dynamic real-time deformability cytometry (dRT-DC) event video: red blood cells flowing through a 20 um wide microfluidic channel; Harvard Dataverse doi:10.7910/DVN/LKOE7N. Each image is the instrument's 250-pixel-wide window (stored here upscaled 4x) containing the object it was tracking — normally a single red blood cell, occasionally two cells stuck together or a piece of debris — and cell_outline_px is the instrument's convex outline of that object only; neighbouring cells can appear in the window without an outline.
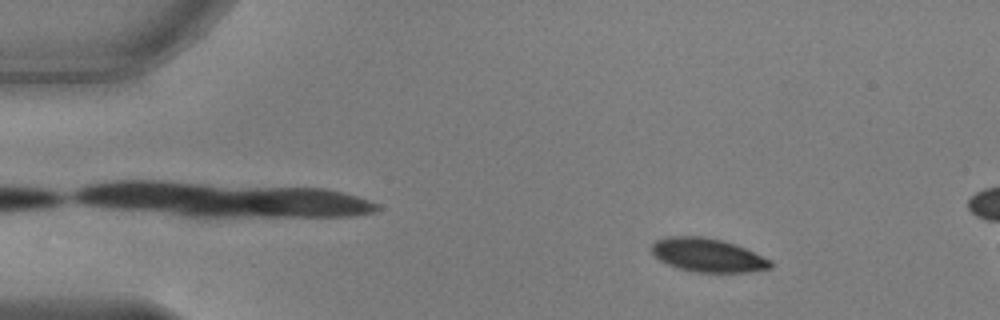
{"species": "common noctule bat (a hibernating species)", "species_latin": "Nyctalus noctula", "temperature_condition": "warm", "stored_images_in_passage": 50, "camera_frame_rate_fps": 3000, "um_per_image_px": 0.085, "animal": {"sex": "male", "body_mass_g": 17.9, "forearm_length_mm": 54.2}, "frame": {"image": 1, "passage_image": 4, "time_ms": 1.0, "image_size_px": [1000, 320], "cell_outline_px": [[772, 268], [748, 272], [696, 272], [676, 268], [660, 260], [652, 252], [652, 244], [656, 240], [668, 236], [700, 236], [720, 240], [744, 248], [772, 260]], "centroid_in_image_um": [60.15, 21.69], "position_along_channel_um": 24.9, "area_um2": 23.06}}
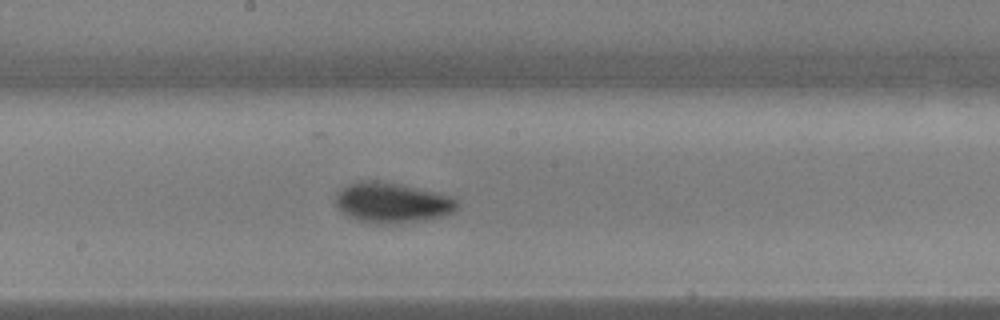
{"frame": {"image": 2, "passage_image": 25, "time_ms": 8.0, "image_size_px": [1000, 320], "cell_outline_px": [[460, 208], [456, 212], [444, 216], [396, 224], [380, 224], [356, 220], [348, 216], [336, 204], [336, 196], [348, 184], [368, 180], [376, 180], [400, 184], [436, 192], [452, 196], [460, 204]], "centroid_in_image_um": [33.41, 17.24], "position_along_channel_um": 214.8, "area_um2": 28.5}}
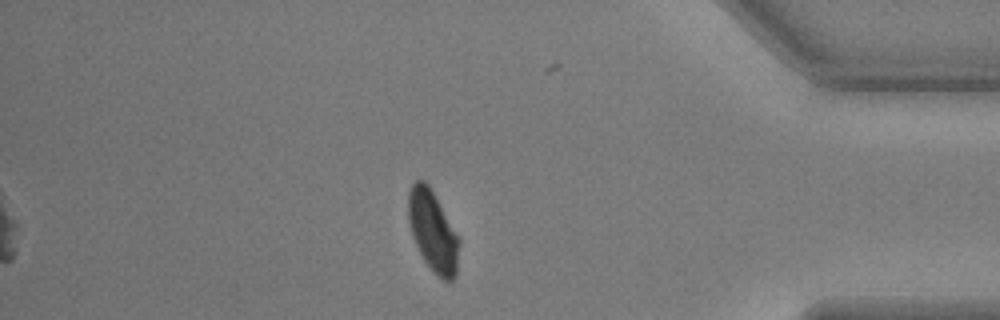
{"frame": {"image": 3, "passage_image": 42, "time_ms": 13.667, "image_size_px": [1000, 320], "cell_outline_px": [[460, 240], [456, 276], [452, 280], [444, 280], [436, 276], [432, 272], [424, 260], [412, 236], [408, 220], [408, 192], [412, 184], [416, 180], [424, 180], [428, 184], [460, 236]], "centroid_in_image_um": [36.81, 19.66], "position_along_channel_um": 398.4, "area_um2": 24.22}}